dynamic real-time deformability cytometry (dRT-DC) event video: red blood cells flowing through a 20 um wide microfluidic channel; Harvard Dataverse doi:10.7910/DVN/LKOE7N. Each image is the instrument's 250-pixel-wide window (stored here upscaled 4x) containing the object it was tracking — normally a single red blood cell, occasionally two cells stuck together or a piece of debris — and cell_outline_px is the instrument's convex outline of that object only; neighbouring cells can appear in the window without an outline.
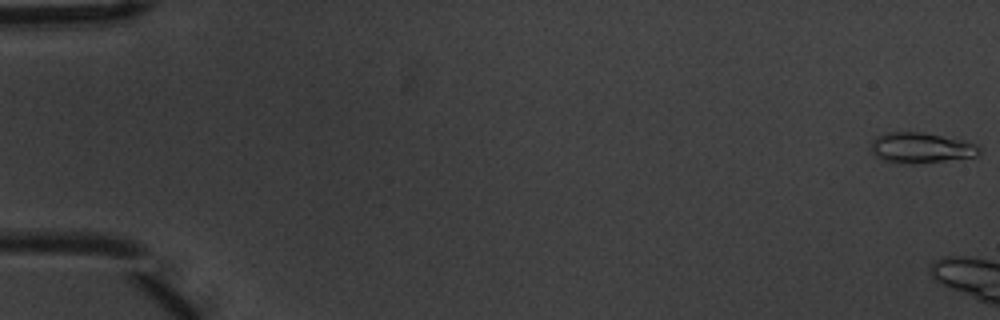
{"species": "common noctule bat (a hibernating species)", "species_latin": "Nyctalus noctula", "temperature_condition": "warm", "stored_images_in_passage": 8, "camera_frame_rate_fps": 3000, "um_per_image_px": 0.085, "animal": {"sex": "male", "body_mass_g": 20.1, "forearm_length_mm": 53.5}, "frame": {"image": 1, "passage_image": 1, "time_ms": 0.0, "image_size_px": [1000, 320], "cell_outline_px": [[980, 152], [976, 156], [912, 164], [908, 164], [884, 160], [876, 156], [872, 152], [872, 140], [876, 136], [884, 132], [924, 132], [964, 140], [976, 144], [980, 148]], "centroid_in_image_um": [78.27, 12.54], "position_along_channel_um": 6.7, "area_um2": 19.13}}